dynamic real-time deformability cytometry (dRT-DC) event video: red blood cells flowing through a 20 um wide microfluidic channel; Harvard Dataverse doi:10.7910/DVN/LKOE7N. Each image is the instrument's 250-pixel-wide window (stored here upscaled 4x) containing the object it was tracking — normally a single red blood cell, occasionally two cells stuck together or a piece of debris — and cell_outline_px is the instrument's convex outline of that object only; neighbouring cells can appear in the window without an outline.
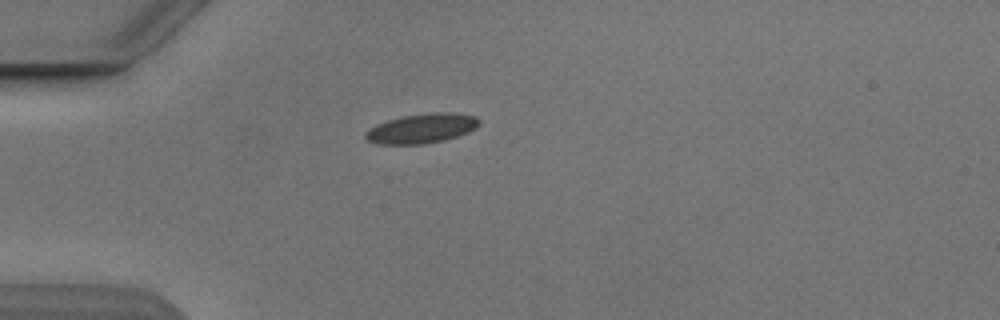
{"species": "Egyptian fruit bat (a non-hibernating species)", "species_latin": "Rousettus aegyptiacus", "temperature_condition": "cold", "stored_images_in_passage": 39, "camera_frame_rate_fps": 3000, "um_per_image_px": 0.085, "animal": {"sex": "male"}, "frame": {"image": 1, "passage_image": 1, "time_ms": 0.0, "image_size_px": [1000, 320], "cell_outline_px": [[480, 124], [476, 128], [468, 132], [444, 140], [424, 144], [376, 144], [364, 140], [364, 132], [376, 124], [388, 120], [404, 116], [432, 112], [452, 112], [476, 116], [480, 120]], "centroid_in_image_um": [35.82, 10.92], "position_along_channel_um": 49.2, "area_um2": 19.77}}
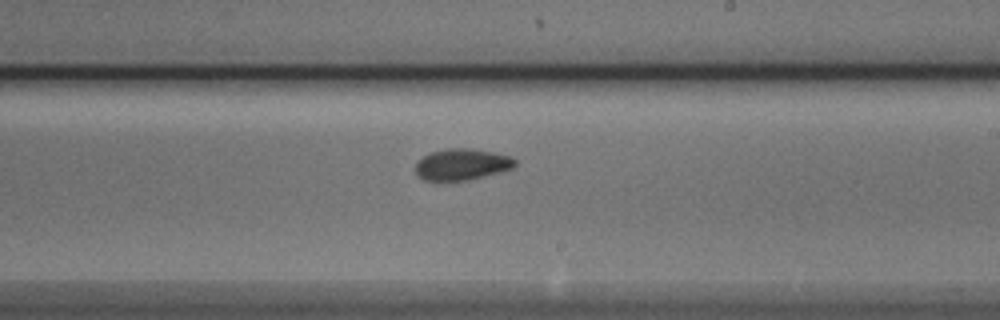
{"frame": {"image": 2, "passage_image": 18, "time_ms": 5.667, "image_size_px": [1000, 320], "cell_outline_px": [[516, 164], [512, 168], [468, 180], [424, 180], [416, 172], [416, 164], [424, 156], [432, 152], [448, 148], [468, 148], [492, 152], [512, 156], [516, 160]], "centroid_in_image_um": [39.28, 13.96], "position_along_channel_um": 249.7, "area_um2": 17.8}}
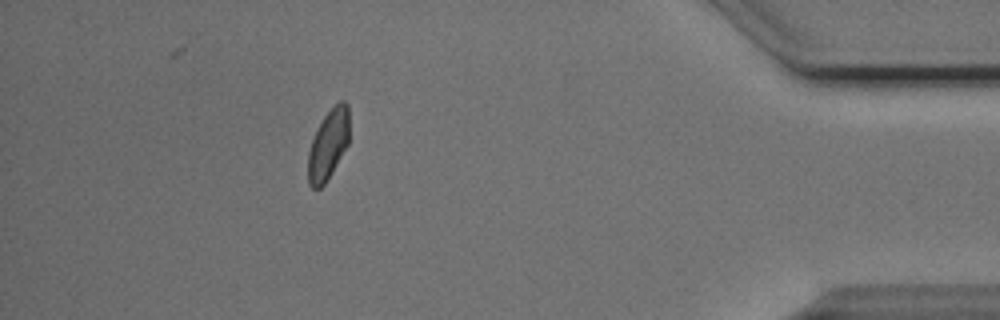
{"frame": {"image": 3, "passage_image": 34, "time_ms": 11.0, "image_size_px": [1000, 320], "cell_outline_px": [[348, 144], [332, 172], [324, 184], [320, 188], [312, 188], [308, 184], [308, 152], [316, 128], [324, 116], [340, 100], [344, 100], [348, 104]], "centroid_in_image_um": [27.89, 12.29], "position_along_channel_um": 407.3, "area_um2": 16.7}, "authors_computed_cell_mechanics": {"area_um2": 17.8602, "velocity_mm_per_s": 3.8467, "shape_relaxation_time_tau1_ms": 2.3679, "shape_relaxation_time_tau2_ms": 1.7448, "deformation_change_tau1": 0.1103, "deformation_change_tau2": 0.0601}}